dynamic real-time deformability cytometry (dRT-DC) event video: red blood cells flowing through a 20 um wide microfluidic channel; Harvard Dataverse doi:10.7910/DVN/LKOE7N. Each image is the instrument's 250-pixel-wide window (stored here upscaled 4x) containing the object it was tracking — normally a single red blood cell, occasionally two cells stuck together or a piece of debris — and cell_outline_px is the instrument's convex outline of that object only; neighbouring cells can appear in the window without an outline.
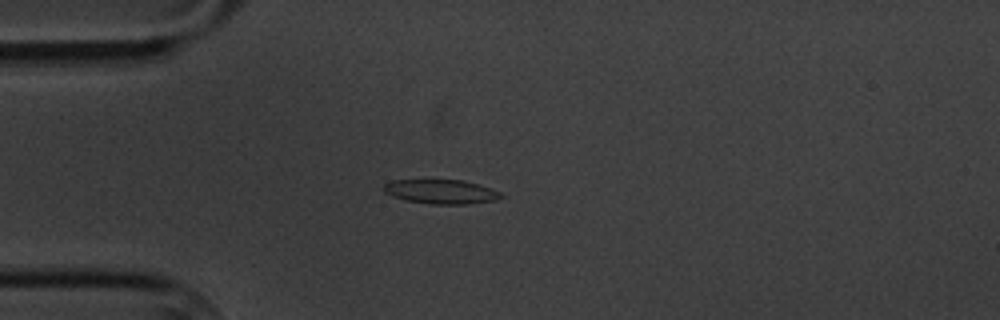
{"species": "common noctule bat (a hibernating species)", "species_latin": "Nyctalus noctula", "temperature_condition": "cold", "stored_images_in_passage": 45, "camera_frame_rate_fps": 3000, "um_per_image_px": 0.085, "animal": {"sex": "male", "body_mass_g": 20.1, "forearm_length_mm": 53.5}, "frame": {"image": 1, "passage_image": 1, "time_ms": 0.0, "image_size_px": [1000, 320], "cell_outline_px": [[504, 196], [496, 200], [468, 204], [432, 204], [404, 200], [392, 196], [384, 192], [384, 184], [392, 180], [464, 180], [492, 188], [500, 192]], "centroid_in_image_um": [37.51, 16.29], "position_along_channel_um": 47.5, "area_um2": 16.65}}
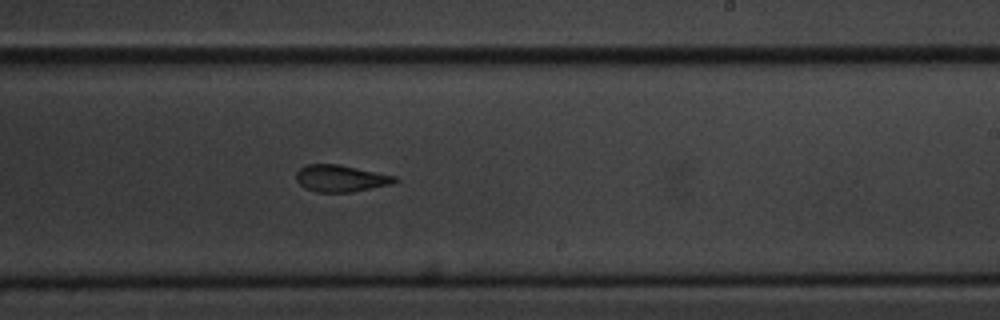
{"frame": {"image": 2, "passage_image": 21, "time_ms": 6.667, "image_size_px": [1000, 320], "cell_outline_px": [[400, 180], [392, 184], [352, 192], [316, 192], [304, 188], [296, 180], [296, 172], [300, 168], [308, 164], [340, 164], [396, 176]], "centroid_in_image_um": [28.97, 15.16], "position_along_channel_um": 260.0, "area_um2": 15.55}}
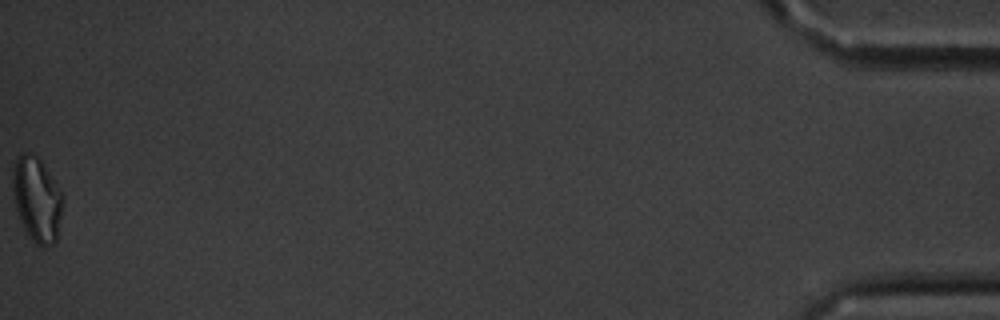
{"frame": {"image": 3, "passage_image": 45, "time_ms": 14.667, "image_size_px": [1000, 320], "cell_outline_px": [[60, 216], [56, 240], [52, 244], [44, 248], [36, 244], [28, 236], [16, 212], [12, 188], [12, 176], [16, 160], [24, 152], [32, 152], [40, 160], [60, 192]], "centroid_in_image_um": [3.07, 16.97], "position_along_channel_um": 432.1, "area_um2": 23.99}, "authors_computed_cell_mechanics": {"area_um2": 16.2996, "velocity_mm_per_s": 3.3813, "shape_relaxation_time_tau1_ms": 9.2246, "shape_relaxation_time_tau2_ms": 4.0154, "deformation_change_tau1": 0.1847, "deformation_change_tau2": 0.0984}}